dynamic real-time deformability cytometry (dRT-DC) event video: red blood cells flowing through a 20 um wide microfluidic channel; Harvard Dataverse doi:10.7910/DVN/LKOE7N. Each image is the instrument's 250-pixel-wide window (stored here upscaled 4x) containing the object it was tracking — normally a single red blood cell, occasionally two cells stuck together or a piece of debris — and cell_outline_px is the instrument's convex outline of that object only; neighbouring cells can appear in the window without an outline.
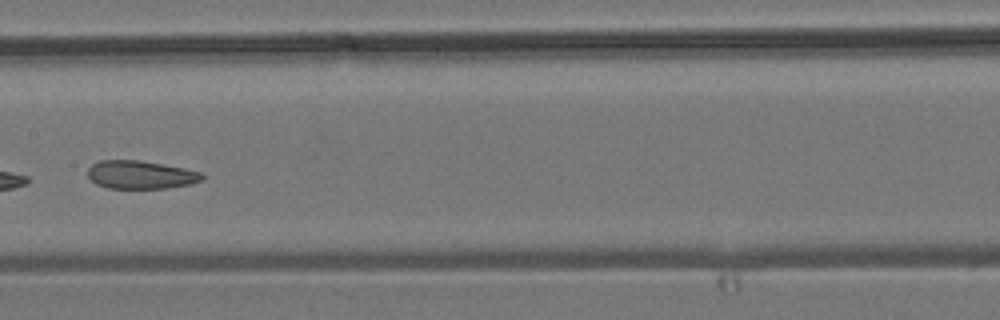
{"species": "common noctule bat (a hibernating species)", "species_latin": "Nyctalus noctula", "temperature_condition": "room temperature", "stored_images_in_passage": 8, "camera_frame_rate_fps": 3000, "um_per_image_px": 0.085, "animal": {"sex": "male", "body_mass_g": 19.2, "forearm_length_mm": 51.8}, "frame": {"image": 1, "passage_image": 7, "time_ms": 7.0, "image_size_px": [1000, 320], "cell_outline_px": [[204, 180], [188, 184], [168, 188], [108, 188], [96, 184], [88, 176], [88, 168], [92, 164], [100, 160], [140, 160], [184, 168], [200, 172], [204, 176]], "centroid_in_image_um": [11.94, 14.85], "position_along_channel_um": 195.5, "area_um2": 18.73}}